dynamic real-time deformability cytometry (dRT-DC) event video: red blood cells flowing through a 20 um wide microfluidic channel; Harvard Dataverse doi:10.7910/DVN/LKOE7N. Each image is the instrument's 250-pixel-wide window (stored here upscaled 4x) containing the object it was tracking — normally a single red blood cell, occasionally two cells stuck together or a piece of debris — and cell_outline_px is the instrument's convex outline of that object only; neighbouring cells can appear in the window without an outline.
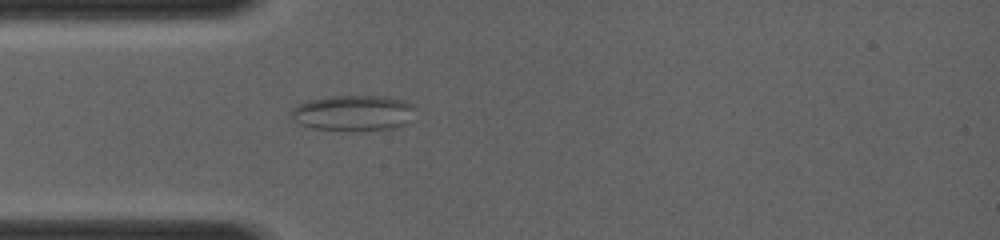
{"species": "common noctule bat (a hibernating species)", "species_latin": "Nyctalus noctula", "temperature_condition": "room temperature", "stored_images_in_passage": 12, "camera_frame_rate_fps": 4000, "um_per_image_px": 0.085, "animal": {"sex": "female", "body_mass_g": 19.0, "forearm_length_mm": 56.7}, "frame": {"image": 1, "passage_image": 9, "time_ms": 3.5, "image_size_px": [1000, 240], "cell_outline_px": [[416, 108], [408, 124], [392, 128], [312, 128], [300, 124], [292, 120], [288, 112], [296, 104], [308, 100], [328, 96], [388, 96], [404, 100], [416, 104]], "centroid_in_image_um": [30.03, 9.55], "position_along_channel_um": 55.0, "area_um2": 25.55}}
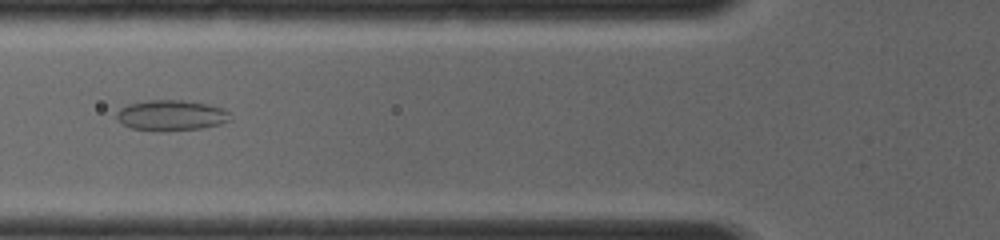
{"frame": {"image": 2, "passage_image": 12, "time_ms": 4.75, "image_size_px": [1000, 240], "cell_outline_px": [[232, 120], [220, 124], [200, 128], [164, 132], [132, 128], [124, 124], [116, 116], [116, 112], [120, 108], [128, 104], [148, 100], [184, 100], [208, 104], [224, 108], [228, 112]], "centroid_in_image_um": [14.58, 9.8], "position_along_channel_um": 111.2, "area_um2": 20.35}}